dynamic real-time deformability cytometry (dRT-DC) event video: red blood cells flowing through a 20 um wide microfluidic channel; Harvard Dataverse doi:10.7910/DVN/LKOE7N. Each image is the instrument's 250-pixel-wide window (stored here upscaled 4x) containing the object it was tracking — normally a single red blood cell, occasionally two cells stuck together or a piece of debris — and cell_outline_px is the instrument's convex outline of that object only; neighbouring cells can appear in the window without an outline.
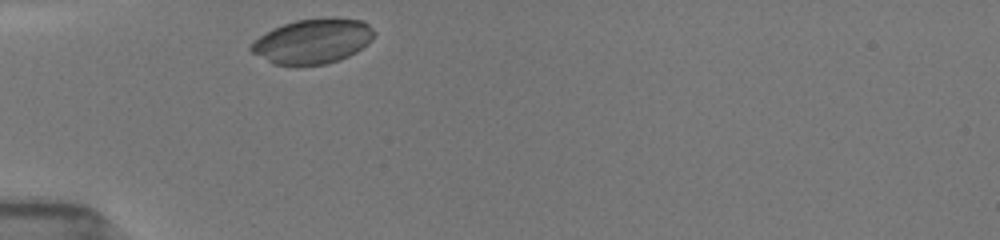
{"species": "common noctule bat (a hibernating species)", "species_latin": "Nyctalus noctula", "temperature_condition": "room temperature", "stored_images_in_passage": 25, "camera_frame_rate_fps": 3000, "um_per_image_px": 0.085, "animal": {"sex": "female", "body_mass_g": 19.5, "forearm_length_mm": 54.1}, "frame": {"image": 1, "passage_image": 1, "time_ms": 0.0, "image_size_px": [1000, 240], "cell_outline_px": [[376, 32], [372, 40], [368, 44], [356, 52], [340, 60], [324, 64], [276, 64], [252, 52], [248, 48], [264, 32], [272, 28], [296, 20], [324, 16], [336, 16], [360, 20], [368, 24]], "centroid_in_image_um": [26.64, 3.45], "position_along_channel_um": 58.4, "area_um2": 32.19}}
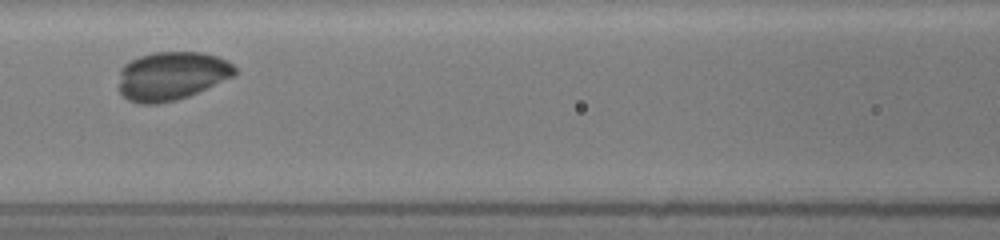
{"frame": {"image": 2, "passage_image": 7, "time_ms": 2.667, "image_size_px": [1000, 240], "cell_outline_px": [[236, 72], [232, 76], [188, 96], [176, 100], [160, 104], [140, 104], [128, 100], [120, 92], [120, 68], [124, 64], [140, 56], [156, 52], [200, 52], [216, 56], [228, 60], [236, 68]], "centroid_in_image_um": [14.56, 6.45], "position_along_channel_um": 152.0, "area_um2": 32.6}}
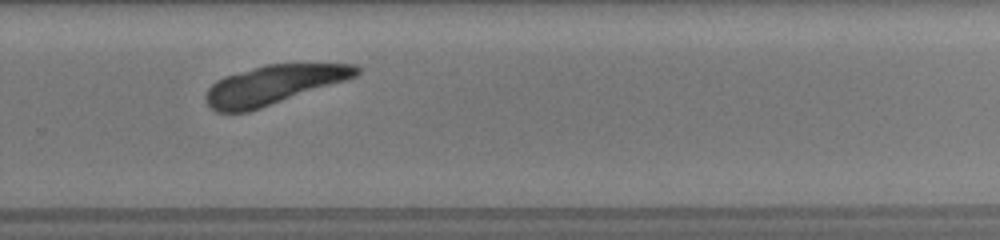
{"frame": {"image": 3, "passage_image": 18, "time_ms": 6.667, "image_size_px": [1000, 240], "cell_outline_px": [[360, 72], [356, 76], [248, 112], [216, 112], [204, 100], [204, 96], [208, 88], [216, 80], [224, 76], [264, 64], [356, 64], [360, 68]], "centroid_in_image_um": [23.19, 7.2], "position_along_channel_um": 306.6, "area_um2": 33.87}}